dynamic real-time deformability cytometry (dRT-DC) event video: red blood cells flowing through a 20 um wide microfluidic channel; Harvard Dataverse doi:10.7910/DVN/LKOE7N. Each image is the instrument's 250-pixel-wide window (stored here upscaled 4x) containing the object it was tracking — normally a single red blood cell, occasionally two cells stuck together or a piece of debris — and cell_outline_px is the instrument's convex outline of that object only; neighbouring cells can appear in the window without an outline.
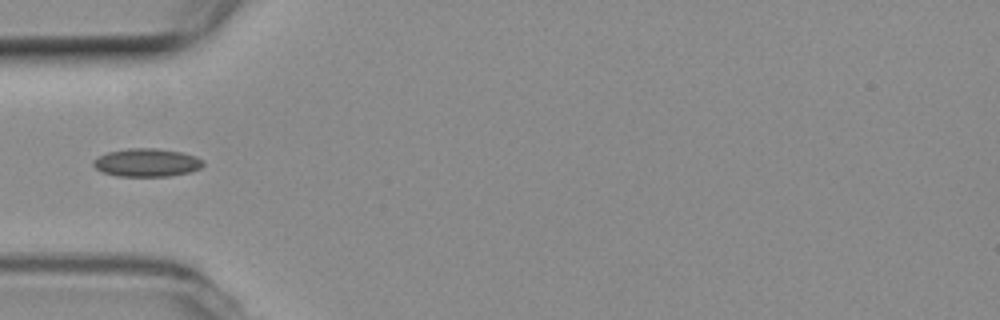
{"species": "common noctule bat (a hibernating species)", "species_latin": "Nyctalus noctula", "temperature_condition": "room temperature", "stored_images_in_passage": 34, "camera_frame_rate_fps": 3000, "um_per_image_px": 0.085, "animal": {"sex": "female", "body_mass_g": 19.3, "forearm_length_mm": 54.1}, "frame": {"image": 1, "passage_image": 1, "time_ms": 0.0, "image_size_px": [1000, 320], "cell_outline_px": [[204, 164], [200, 168], [192, 172], [168, 176], [116, 176], [100, 172], [92, 164], [92, 160], [108, 152], [128, 148], [156, 148], [180, 152], [196, 156], [204, 160]], "centroid_in_image_um": [12.48, 13.82], "position_along_channel_um": 72.5, "area_um2": 18.15}}
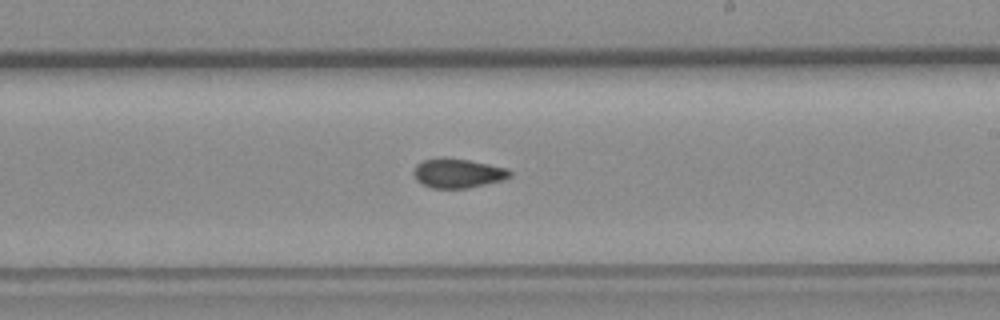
{"frame": {"image": 2, "passage_image": 15, "time_ms": 4.667, "image_size_px": [1000, 320], "cell_outline_px": [[512, 176], [504, 180], [468, 188], [432, 188], [416, 180], [412, 172], [416, 164], [424, 160], [440, 156], [444, 156], [468, 160], [508, 168], [512, 172]], "centroid_in_image_um": [38.91, 14.71], "position_along_channel_um": 250.1, "area_um2": 16.7}}
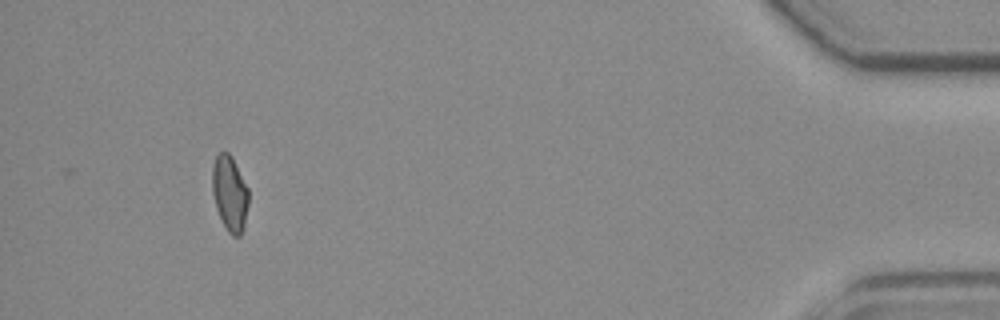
{"frame": {"image": 3, "passage_image": 34, "time_ms": 11.0, "image_size_px": [1000, 320], "cell_outline_px": [[248, 204], [244, 228], [240, 236], [232, 236], [228, 232], [216, 208], [212, 192], [212, 168], [216, 156], [220, 152], [228, 152], [232, 156], [248, 188]], "centroid_in_image_um": [19.53, 16.44], "position_along_channel_um": 415.7, "area_um2": 15.95}}